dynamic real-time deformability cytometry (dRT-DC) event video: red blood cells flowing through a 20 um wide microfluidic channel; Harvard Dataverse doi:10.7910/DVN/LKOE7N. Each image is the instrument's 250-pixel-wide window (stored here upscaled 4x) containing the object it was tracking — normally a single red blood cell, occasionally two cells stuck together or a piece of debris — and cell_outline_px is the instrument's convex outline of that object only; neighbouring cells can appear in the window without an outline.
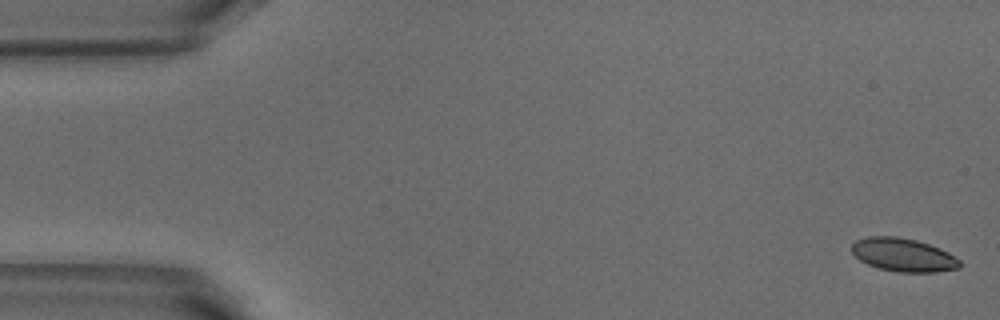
{"species": "common noctule bat (a hibernating species)", "species_latin": "Nyctalus noctula", "temperature_condition": "warm", "stored_images_in_passage": 14, "camera_frame_rate_fps": 3000, "um_per_image_px": 0.085, "animal": {"sex": "male", "body_mass_g": 18.8}, "frame": {"image": 1, "passage_image": 1, "time_ms": 0.0, "image_size_px": [1000, 320], "cell_outline_px": [[960, 268], [936, 272], [896, 272], [880, 268], [868, 264], [860, 260], [852, 252], [852, 244], [856, 240], [868, 236], [896, 236], [916, 240], [940, 248], [956, 256], [960, 260]], "centroid_in_image_um": [76.8, 21.66], "position_along_channel_um": 8.2, "area_um2": 20.98}}
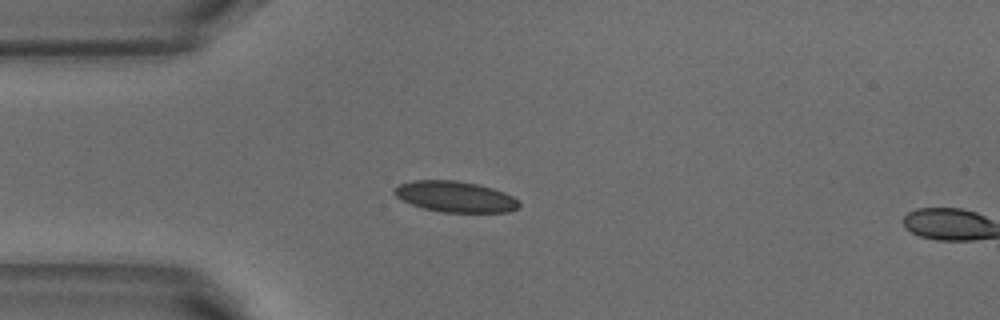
{"frame": {"image": 2, "passage_image": 13, "time_ms": 4.0, "image_size_px": [1000, 320], "cell_outline_px": [[520, 208], [508, 212], [440, 212], [424, 208], [412, 204], [396, 196], [392, 192], [392, 188], [400, 184], [412, 180], [456, 180], [476, 184], [492, 188], [504, 192], [520, 200]], "centroid_in_image_um": [38.71, 16.71], "position_along_channel_um": 46.3, "area_um2": 22.54}}